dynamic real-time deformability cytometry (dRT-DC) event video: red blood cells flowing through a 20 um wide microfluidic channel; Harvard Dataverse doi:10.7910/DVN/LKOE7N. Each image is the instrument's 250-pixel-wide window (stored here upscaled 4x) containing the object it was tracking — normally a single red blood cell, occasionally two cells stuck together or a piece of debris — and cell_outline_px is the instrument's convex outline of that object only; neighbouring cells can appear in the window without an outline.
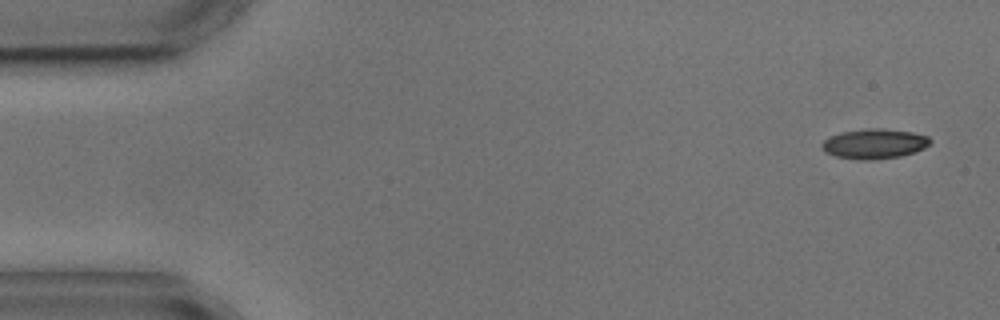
{"species": "common noctule bat (a hibernating species)", "species_latin": "Nyctalus noctula", "temperature_condition": "cold", "stored_images_in_passage": 4, "camera_frame_rate_fps": 3000, "um_per_image_px": 0.085, "animal": {"sex": "male", "body_mass_g": 17.9, "forearm_length_mm": 54.2}, "frame": {"image": 1, "passage_image": 1, "time_ms": 0.0, "image_size_px": [1000, 320], "cell_outline_px": [[932, 140], [924, 148], [900, 156], [872, 160], [856, 160], [836, 156], [824, 152], [820, 148], [820, 144], [824, 140], [840, 132], [864, 128], [880, 128], [912, 132], [928, 136]], "centroid_in_image_um": [74.27, 12.22], "position_along_channel_um": 10.7, "area_um2": 18.96}}
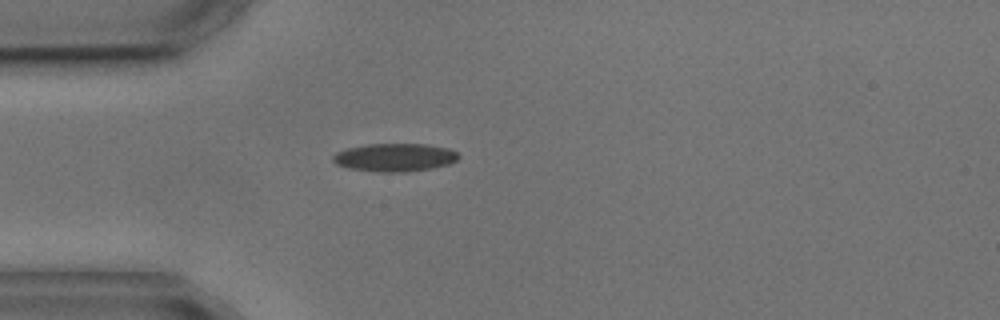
{"frame": {"image": 2, "passage_image": 4, "time_ms": 4.0, "image_size_px": [1000, 320], "cell_outline_px": [[460, 156], [456, 160], [448, 164], [432, 168], [404, 172], [380, 172], [348, 168], [336, 164], [332, 160], [332, 156], [336, 152], [348, 148], [368, 144], [428, 144], [448, 148], [456, 152]], "centroid_in_image_um": [33.54, 13.38], "position_along_channel_um": 51.5, "area_um2": 20.52}}